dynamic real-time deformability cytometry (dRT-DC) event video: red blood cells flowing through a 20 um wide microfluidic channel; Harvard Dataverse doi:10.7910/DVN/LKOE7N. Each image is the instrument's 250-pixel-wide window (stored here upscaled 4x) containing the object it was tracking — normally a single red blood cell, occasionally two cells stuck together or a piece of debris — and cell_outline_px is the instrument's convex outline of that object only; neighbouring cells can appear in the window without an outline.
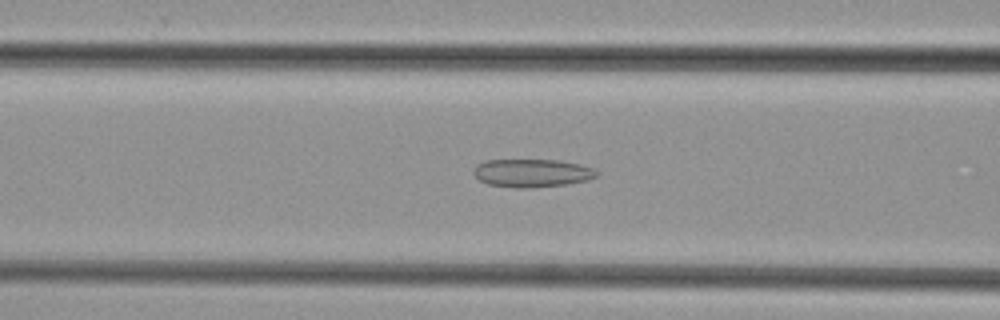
{"species": "common noctule bat (a hibernating species)", "species_latin": "Nyctalus noctula", "temperature_condition": "cold", "stored_images_in_passage": 47, "camera_frame_rate_fps": 3000, "um_per_image_px": 0.085, "animal": {"sex": "female", "body_mass_g": 29.2, "forearm_length_mm": 56.3}, "frame": {"image": 1, "passage_image": 18, "time_ms": 5.667, "image_size_px": [1000, 320], "cell_outline_px": [[600, 172], [596, 176], [588, 180], [568, 184], [536, 188], [516, 188], [488, 184], [480, 180], [472, 172], [472, 168], [476, 164], [484, 160], [560, 160], [580, 164], [592, 168]], "centroid_in_image_um": [45.21, 14.71], "position_along_channel_um": 121.4, "area_um2": 20.46}}
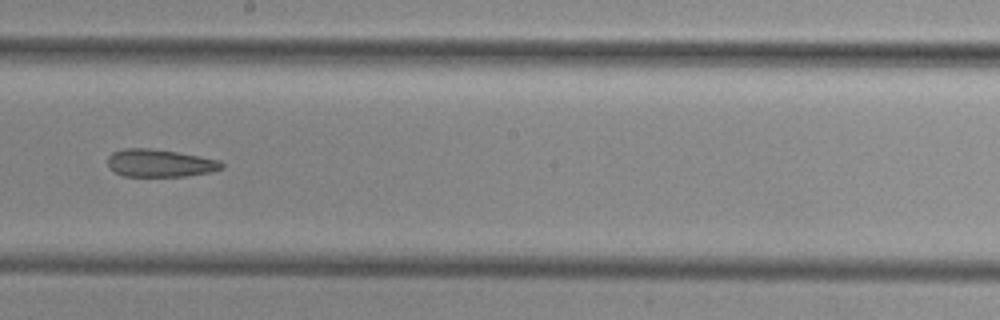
{"frame": {"image": 2, "passage_image": 26, "time_ms": 8.333, "image_size_px": [1000, 320], "cell_outline_px": [[224, 168], [208, 172], [184, 176], [124, 176], [116, 172], [108, 164], [108, 156], [112, 152], [124, 148], [148, 148], [176, 152], [200, 156], [220, 160], [224, 164]], "centroid_in_image_um": [13.6, 13.86], "position_along_channel_um": 234.6, "area_um2": 18.21}}
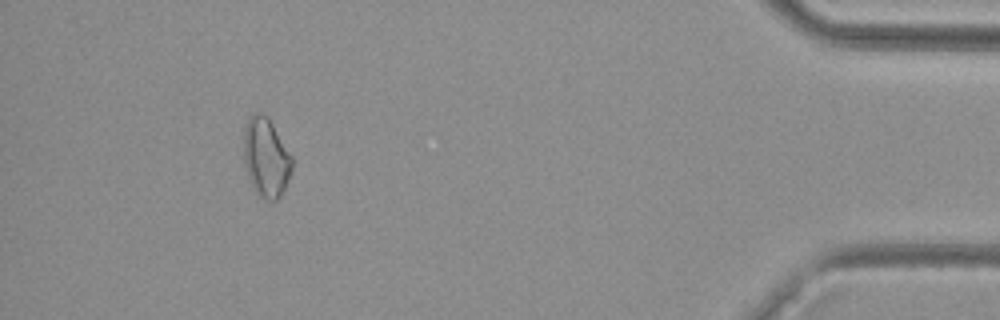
{"frame": {"image": 3, "passage_image": 43, "time_ms": 14.0, "image_size_px": [1000, 320], "cell_outline_px": [[292, 172], [280, 196], [276, 200], [264, 200], [256, 196], [248, 176], [244, 160], [244, 128], [248, 116], [252, 112], [260, 112], [268, 116], [292, 156]], "centroid_in_image_um": [22.6, 13.37], "position_along_channel_um": 412.6, "area_um2": 22.6}}